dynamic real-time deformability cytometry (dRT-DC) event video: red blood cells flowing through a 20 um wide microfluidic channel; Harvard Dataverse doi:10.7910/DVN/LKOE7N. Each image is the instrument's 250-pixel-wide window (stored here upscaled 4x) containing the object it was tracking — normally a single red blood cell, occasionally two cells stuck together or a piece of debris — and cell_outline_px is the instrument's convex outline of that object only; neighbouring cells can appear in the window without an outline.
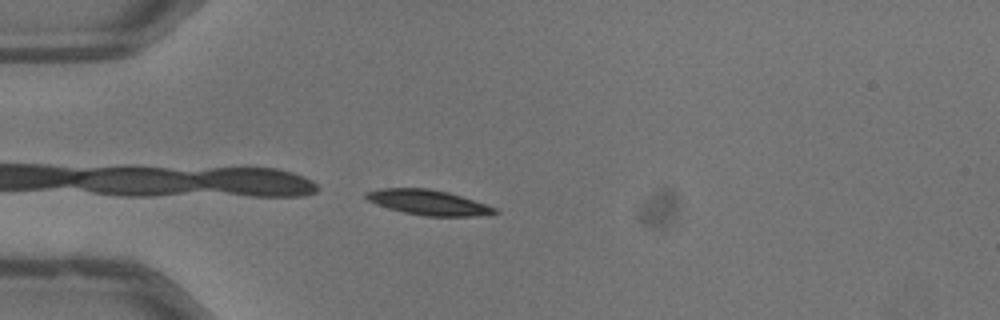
{"species": "common noctule bat (a hibernating species)", "species_latin": "Nyctalus noctula", "temperature_condition": "warm", "stored_images_in_passage": 16, "camera_frame_rate_fps": 3000, "um_per_image_px": 0.085, "animal": {"sex": "male", "body_mass_g": 13.3}, "frame": {"image": 1, "passage_image": 16, "time_ms": 5.0, "image_size_px": [1000, 320], "cell_outline_px": [[500, 212], [480, 216], [424, 216], [404, 212], [388, 208], [376, 204], [368, 200], [364, 196], [364, 192], [380, 188], [428, 188], [448, 192], [496, 208]], "centroid_in_image_um": [36.37, 17.2], "position_along_channel_um": 48.6, "area_um2": 18.73}}